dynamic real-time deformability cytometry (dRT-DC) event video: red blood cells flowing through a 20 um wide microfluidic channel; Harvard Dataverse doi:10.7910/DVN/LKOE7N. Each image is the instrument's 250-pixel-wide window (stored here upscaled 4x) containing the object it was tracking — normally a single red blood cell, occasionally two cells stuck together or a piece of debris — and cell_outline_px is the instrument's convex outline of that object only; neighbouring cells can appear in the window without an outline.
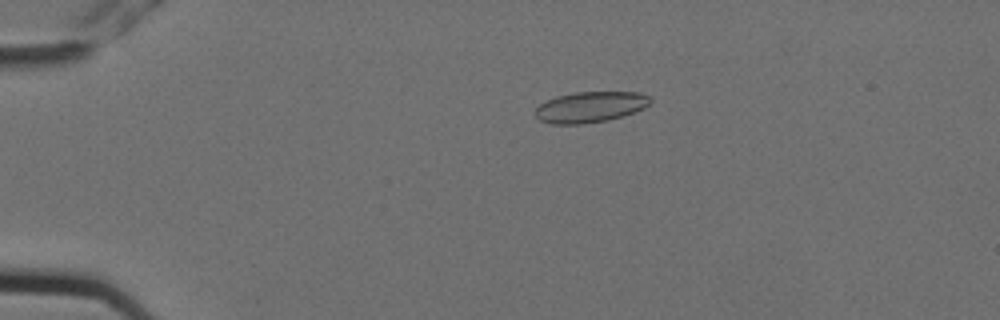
{"species": "Egyptian fruit bat (a non-hibernating species)", "species_latin": "Rousettus aegyptiacus", "temperature_condition": "cold", "stored_images_in_passage": 2, "camera_frame_rate_fps": 3000, "um_per_image_px": 0.085, "animal": {"sex": "female"}, "frame": {"image": 1, "passage_image": 1, "time_ms": 0.0, "image_size_px": [1000, 320], "cell_outline_px": [[652, 100], [644, 108], [624, 116], [608, 120], [580, 124], [552, 124], [540, 120], [532, 112], [540, 104], [556, 96], [576, 92], [640, 92], [652, 96]], "centroid_in_image_um": [50.19, 9.09], "position_along_channel_um": 34.8, "area_um2": 20.81}}